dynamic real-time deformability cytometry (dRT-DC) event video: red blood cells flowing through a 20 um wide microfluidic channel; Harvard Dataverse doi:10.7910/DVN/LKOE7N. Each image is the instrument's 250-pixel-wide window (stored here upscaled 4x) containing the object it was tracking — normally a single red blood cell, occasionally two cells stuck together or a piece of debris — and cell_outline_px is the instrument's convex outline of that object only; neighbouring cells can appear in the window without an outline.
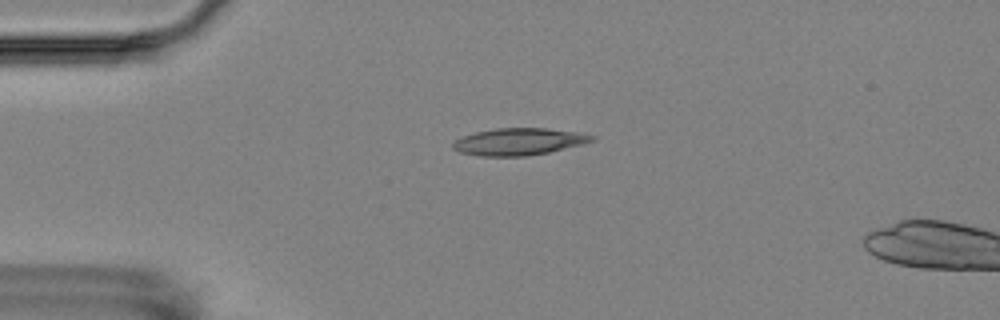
{"species": "Egyptian fruit bat (a non-hibernating species)", "species_latin": "Rousettus aegyptiacus", "temperature_condition": "room temperature", "stored_images_in_passage": 5, "camera_frame_rate_fps": 3000, "um_per_image_px": 0.085, "animal": {"sex": "female"}, "frame": {"image": 1, "passage_image": 4, "time_ms": 3.333, "image_size_px": [1000, 320], "cell_outline_px": [[596, 140], [548, 152], [528, 156], [480, 156], [460, 152], [452, 148], [452, 144], [456, 140], [464, 136], [476, 132], [496, 128], [548, 128], [576, 132], [596, 136]], "centroid_in_image_um": [44.09, 12.04], "position_along_channel_um": 40.9, "area_um2": 21.68}}